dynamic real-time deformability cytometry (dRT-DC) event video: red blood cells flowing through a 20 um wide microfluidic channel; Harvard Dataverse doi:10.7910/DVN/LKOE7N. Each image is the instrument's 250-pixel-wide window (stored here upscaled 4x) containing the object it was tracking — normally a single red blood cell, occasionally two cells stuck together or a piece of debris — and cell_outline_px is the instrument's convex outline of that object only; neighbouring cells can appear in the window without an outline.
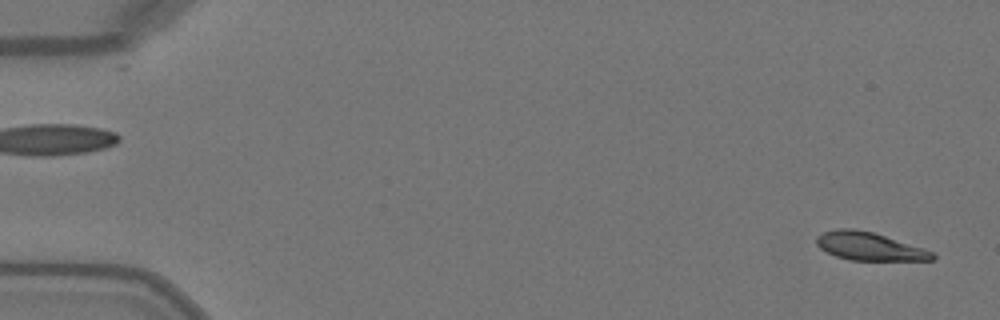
{"species": "Egyptian fruit bat (a non-hibernating species)", "species_latin": "Rousettus aegyptiacus", "temperature_condition": "warm", "stored_images_in_passage": 50, "camera_frame_rate_fps": 3000, "um_per_image_px": 0.085, "animal": {"sex": "female"}, "frame": {"image": 1, "passage_image": 2, "time_ms": 0.333, "image_size_px": [1000, 320], "cell_outline_px": [[936, 260], [852, 260], [836, 256], [820, 248], [816, 244], [816, 236], [824, 232], [836, 228], [856, 228], [872, 232], [924, 248], [932, 252], [936, 256]], "centroid_in_image_um": [73.88, 20.93], "position_along_channel_um": 11.1, "area_um2": 18.9}}
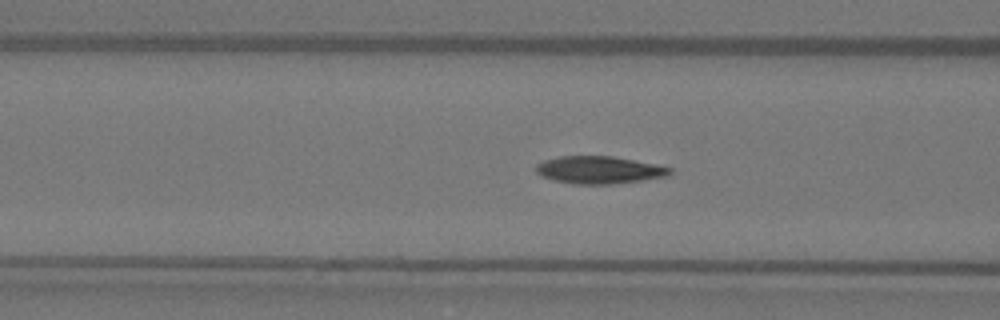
{"frame": {"image": 2, "passage_image": 20, "time_ms": 6.333, "image_size_px": [1000, 320], "cell_outline_px": [[672, 172], [668, 176], [612, 184], [572, 184], [552, 180], [536, 172], [536, 164], [544, 160], [560, 156], [612, 156], [656, 164], [672, 168]], "centroid_in_image_um": [50.92, 14.44], "position_along_channel_um": 115.7, "area_um2": 21.39}}
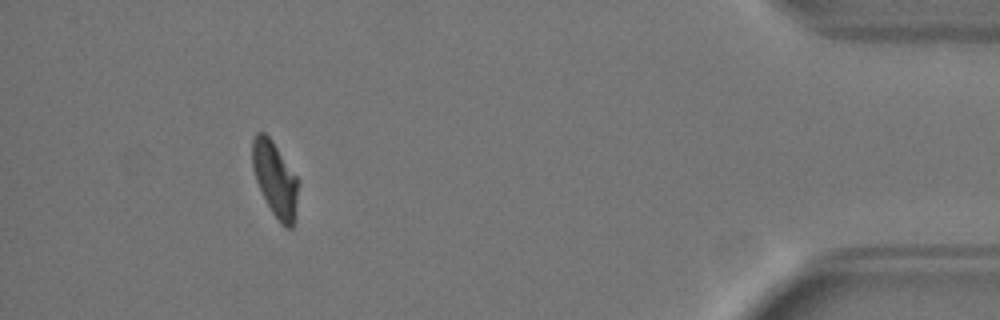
{"frame": {"image": 3, "passage_image": 46, "time_ms": 15.0, "image_size_px": [1000, 320], "cell_outline_px": [[300, 180], [296, 216], [292, 228], [284, 228], [280, 224], [272, 212], [256, 180], [252, 168], [252, 140], [256, 132], [264, 132], [272, 140]], "centroid_in_image_um": [23.42, 15.25], "position_along_channel_um": 411.8, "area_um2": 20.35}, "authors_computed_cell_mechanics": {"area_um2": 21.0681, "velocity_mm_per_s": 4.0633, "shape_relaxation_time_tau1_ms": 5.0375, "shape_relaxation_time_tau2_ms": null, "deformation_change_tau1": 0.1798, "deformation_change_tau2": null}}